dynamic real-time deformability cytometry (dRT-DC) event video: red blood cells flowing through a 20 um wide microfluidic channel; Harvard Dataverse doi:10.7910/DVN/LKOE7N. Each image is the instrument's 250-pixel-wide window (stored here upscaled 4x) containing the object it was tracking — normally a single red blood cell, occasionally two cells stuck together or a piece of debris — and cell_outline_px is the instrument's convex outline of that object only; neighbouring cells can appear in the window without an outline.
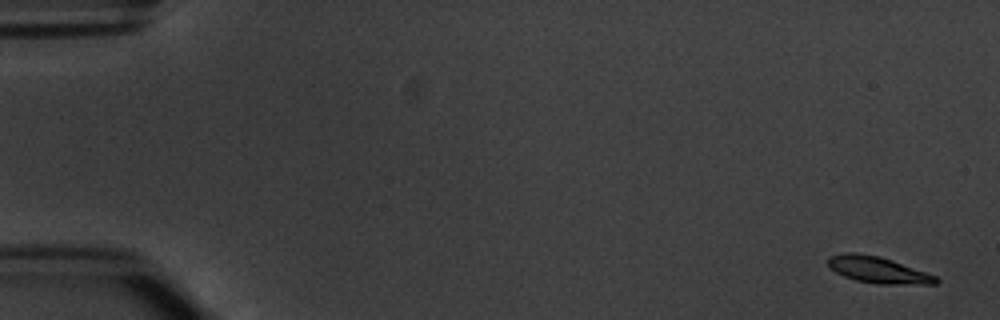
{"species": "common noctule bat (a hibernating species)", "species_latin": "Nyctalus noctula", "temperature_condition": "warm", "stored_images_in_passage": 5, "camera_frame_rate_fps": 3000, "um_per_image_px": 0.085, "animal": {"sex": "male", "body_mass_g": 20.1, "forearm_length_mm": 53.5}, "frame": {"image": 1, "passage_image": 1, "time_ms": 0.0, "image_size_px": [1000, 320], "cell_outline_px": [[940, 280], [936, 284], [880, 284], [856, 280], [844, 276], [836, 272], [828, 264], [828, 256], [844, 252], [856, 252], [880, 256], [892, 260], [936, 276]], "centroid_in_image_um": [74.62, 22.93], "position_along_channel_um": 10.4, "area_um2": 16.53}}